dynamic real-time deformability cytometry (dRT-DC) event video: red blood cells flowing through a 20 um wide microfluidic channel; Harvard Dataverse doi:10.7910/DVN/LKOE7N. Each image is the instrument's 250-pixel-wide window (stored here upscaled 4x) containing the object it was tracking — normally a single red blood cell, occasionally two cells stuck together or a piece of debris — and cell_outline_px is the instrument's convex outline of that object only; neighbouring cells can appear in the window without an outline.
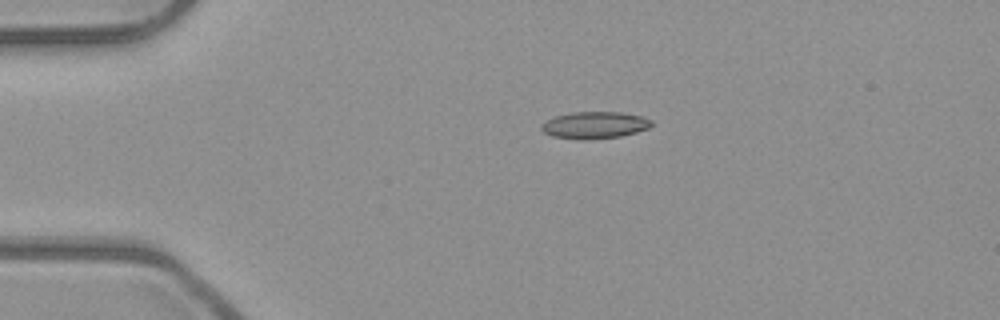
{"species": "common noctule bat (a hibernating species)", "species_latin": "Nyctalus noctula", "temperature_condition": "room temperature", "stored_images_in_passage": 2, "camera_frame_rate_fps": 3000, "um_per_image_px": 0.085, "animal": {"sex": "male", "body_mass_g": 23.1, "forearm_length_mm": 52.7}, "frame": {"image": 1, "passage_image": 1, "time_ms": 0.0, "image_size_px": [1000, 320], "cell_outline_px": [[652, 124], [648, 128], [636, 132], [620, 136], [592, 140], [580, 140], [552, 136], [544, 132], [540, 128], [540, 124], [544, 120], [556, 116], [572, 112], [620, 112], [640, 116], [652, 120]], "centroid_in_image_um": [50.5, 10.64], "position_along_channel_um": 34.5, "area_um2": 17.4}}